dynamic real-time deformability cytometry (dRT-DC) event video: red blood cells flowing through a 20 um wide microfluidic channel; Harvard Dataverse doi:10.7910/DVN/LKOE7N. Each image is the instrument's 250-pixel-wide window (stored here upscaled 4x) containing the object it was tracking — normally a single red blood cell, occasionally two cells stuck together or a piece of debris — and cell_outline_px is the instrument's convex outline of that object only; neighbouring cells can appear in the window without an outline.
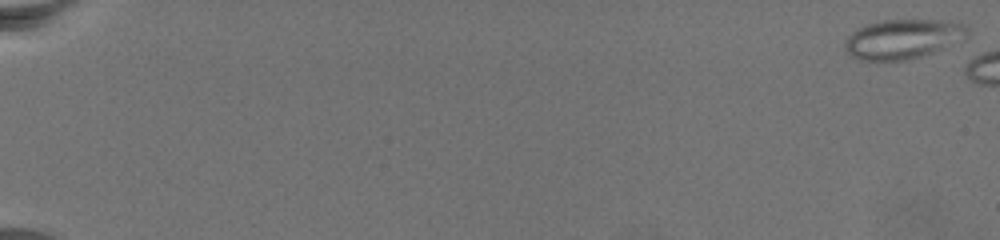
{"species": "common noctule bat (a hibernating species)", "species_latin": "Nyctalus noctula", "temperature_condition": "warm", "stored_images_in_passage": 70, "camera_frame_rate_fps": 3000, "um_per_image_px": 0.085, "animal": {"sex": "female", "body_mass_g": 19.5, "forearm_length_mm": 54.1}, "frame": {"image": 1, "passage_image": 2, "time_ms": 0.333, "image_size_px": [1000, 240], "cell_outline_px": [[968, 36], [964, 40], [944, 48], [908, 60], [860, 60], [852, 56], [844, 48], [844, 44], [848, 36], [856, 28], [868, 24], [884, 20], [940, 20], [968, 24]], "centroid_in_image_um": [76.78, 3.31], "position_along_channel_um": 8.2, "area_um2": 28.32}}
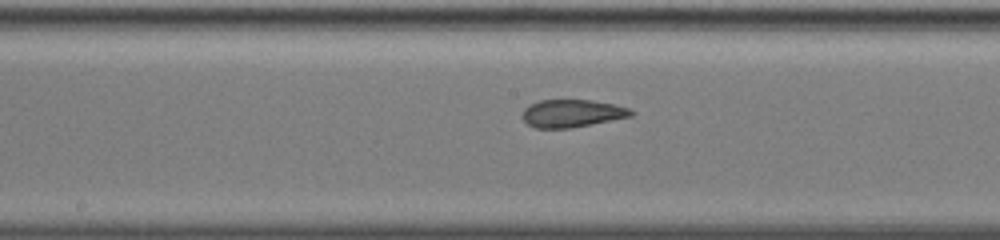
{"frame": {"image": 2, "passage_image": 44, "time_ms": 14.333, "image_size_px": [1000, 240], "cell_outline_px": [[636, 112], [632, 116], [572, 128], [536, 128], [528, 124], [520, 116], [524, 108], [528, 104], [540, 100], [592, 100], [612, 104], [628, 108]], "centroid_in_image_um": [48.59, 9.63], "position_along_channel_um": 199.6, "area_um2": 17.63}}
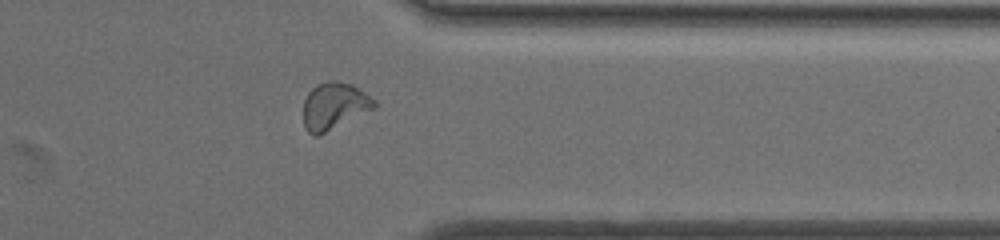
{"frame": {"image": 3, "passage_image": 63, "time_ms": 20.667, "image_size_px": [1000, 240], "cell_outline_px": [[376, 108], [316, 136], [312, 136], [304, 128], [304, 100], [308, 92], [312, 88], [320, 84], [332, 80], [336, 80], [352, 84], [376, 100]], "centroid_in_image_um": [28.41, 9.0], "position_along_channel_um": 383.0, "area_um2": 19.25}}